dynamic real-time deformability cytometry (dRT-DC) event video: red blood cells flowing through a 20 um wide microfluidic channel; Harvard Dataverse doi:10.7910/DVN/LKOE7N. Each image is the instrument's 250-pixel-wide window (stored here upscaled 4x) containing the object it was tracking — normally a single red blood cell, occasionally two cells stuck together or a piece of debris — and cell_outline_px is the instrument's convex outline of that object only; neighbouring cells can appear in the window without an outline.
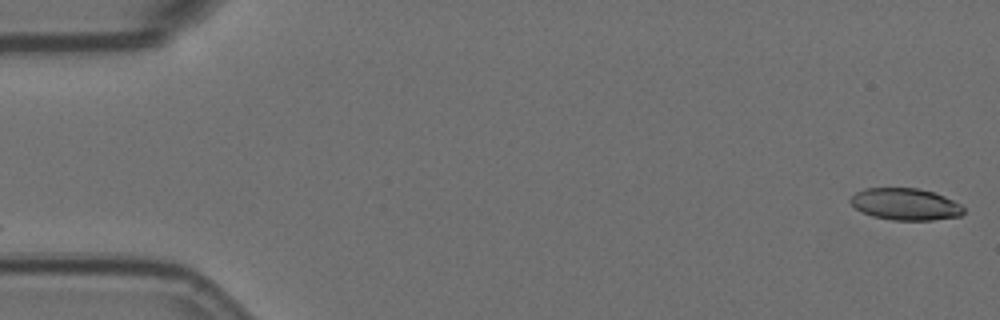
{"species": "Egyptian fruit bat (a non-hibernating species)", "species_latin": "Rousettus aegyptiacus", "temperature_condition": "room temperature", "stored_images_in_passage": 2, "camera_frame_rate_fps": 3000, "um_per_image_px": 0.085, "animal": {"sex": "female"}, "frame": {"image": 1, "passage_image": 2, "time_ms": 0.333, "image_size_px": [1000, 320], "cell_outline_px": [[964, 212], [960, 216], [932, 220], [892, 220], [872, 216], [860, 212], [848, 200], [856, 192], [864, 188], [916, 188], [932, 192], [944, 196], [960, 204], [964, 208]], "centroid_in_image_um": [76.93, 17.36], "position_along_channel_um": 8.1, "area_um2": 20.98}}